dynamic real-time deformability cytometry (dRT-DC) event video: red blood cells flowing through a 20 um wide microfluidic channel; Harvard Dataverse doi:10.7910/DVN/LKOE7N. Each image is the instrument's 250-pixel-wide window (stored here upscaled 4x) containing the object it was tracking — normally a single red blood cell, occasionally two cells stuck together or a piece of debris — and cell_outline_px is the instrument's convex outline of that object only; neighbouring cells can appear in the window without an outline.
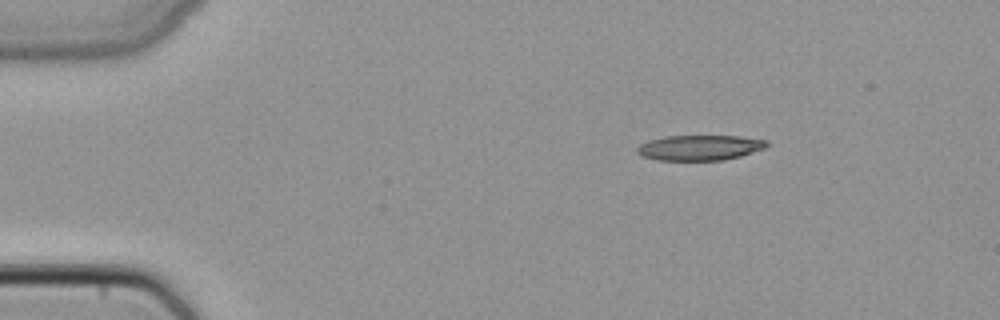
{"species": "common noctule bat (a hibernating species)", "species_latin": "Nyctalus noctula", "temperature_condition": "cold", "stored_images_in_passage": 4, "camera_frame_rate_fps": 3000, "um_per_image_px": 0.085, "animal": {"sex": "female", "body_mass_g": 22.7, "forearm_length_mm": 54.2}, "frame": {"image": 1, "passage_image": 1, "time_ms": 0.0, "image_size_px": [1000, 320], "cell_outline_px": [[768, 144], [764, 148], [740, 156], [724, 160], [656, 160], [640, 156], [636, 152], [636, 148], [640, 144], [648, 140], [664, 136], [740, 136], [768, 140]], "centroid_in_image_um": [59.43, 12.55], "position_along_channel_um": 25.6, "area_um2": 19.19}}